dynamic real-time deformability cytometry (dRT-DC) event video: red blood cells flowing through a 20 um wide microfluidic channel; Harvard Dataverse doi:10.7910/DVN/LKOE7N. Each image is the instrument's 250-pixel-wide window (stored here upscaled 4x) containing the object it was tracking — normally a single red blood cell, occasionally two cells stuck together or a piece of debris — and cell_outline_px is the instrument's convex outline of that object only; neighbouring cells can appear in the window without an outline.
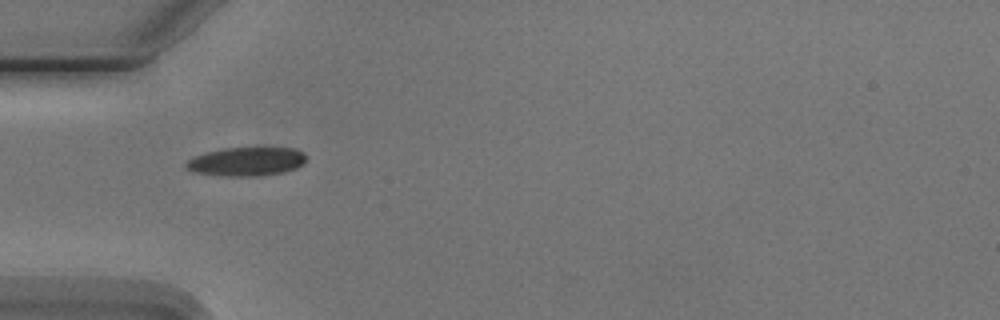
{"species": "Egyptian fruit bat (a non-hibernating species)", "species_latin": "Rousettus aegyptiacus", "temperature_condition": "cold", "stored_images_in_passage": 2, "camera_frame_rate_fps": 3000, "um_per_image_px": 0.085, "animal": {"sex": "male"}, "frame": {"image": 1, "passage_image": 1, "time_ms": 0.0, "image_size_px": [1000, 320], "cell_outline_px": [[304, 164], [296, 168], [280, 172], [256, 176], [228, 176], [192, 172], [184, 168], [184, 164], [192, 156], [204, 152], [224, 148], [296, 148], [304, 152]], "centroid_in_image_um": [20.88, 13.72], "position_along_channel_um": 64.1, "area_um2": 20.17}}
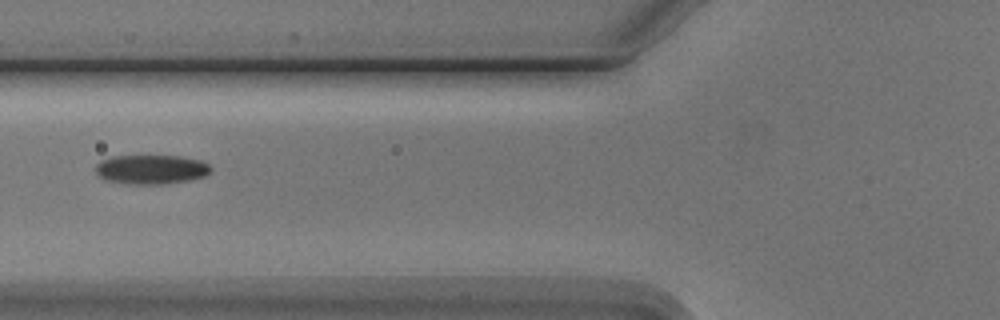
{"frame": {"image": 2, "passage_image": 2, "time_ms": 1.333, "image_size_px": [1000, 320], "cell_outline_px": [[212, 168], [204, 176], [188, 180], [164, 184], [128, 184], [104, 180], [96, 172], [96, 164], [100, 160], [112, 156], [180, 156], [200, 160], [208, 164]], "centroid_in_image_um": [12.82, 14.4], "position_along_channel_um": 113.0, "area_um2": 19.65}}